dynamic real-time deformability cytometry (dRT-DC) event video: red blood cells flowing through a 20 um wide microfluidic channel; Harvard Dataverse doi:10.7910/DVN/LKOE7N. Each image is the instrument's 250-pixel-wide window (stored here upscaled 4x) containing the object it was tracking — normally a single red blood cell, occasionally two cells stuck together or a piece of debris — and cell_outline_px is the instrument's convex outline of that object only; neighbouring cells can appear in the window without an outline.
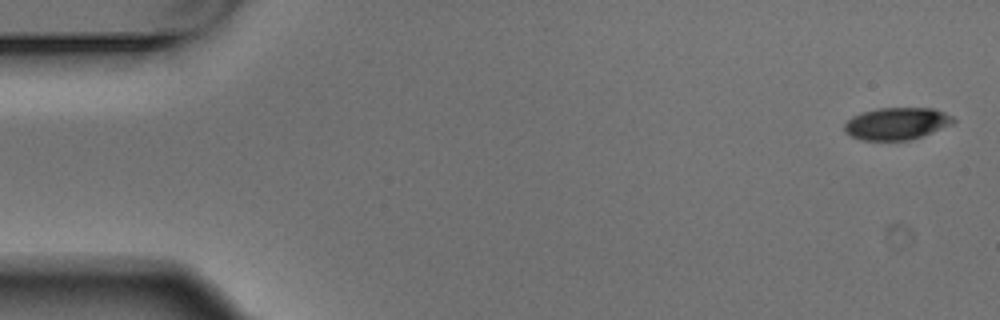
{"species": "Egyptian fruit bat (a non-hibernating species)", "species_latin": "Rousettus aegyptiacus", "temperature_condition": "warm", "stored_images_in_passage": 5, "camera_frame_rate_fps": 3000, "um_per_image_px": 0.085, "animal": {"sex": "male"}, "frame": {"image": 1, "passage_image": 1, "time_ms": 0.0, "image_size_px": [1000, 320], "cell_outline_px": [[956, 120], [952, 124], [932, 132], [908, 140], [860, 140], [844, 132], [844, 124], [852, 116], [860, 112], [876, 108], [932, 108], [944, 112], [952, 116]], "centroid_in_image_um": [76.18, 10.49], "position_along_channel_um": 8.8, "area_um2": 20.4}}
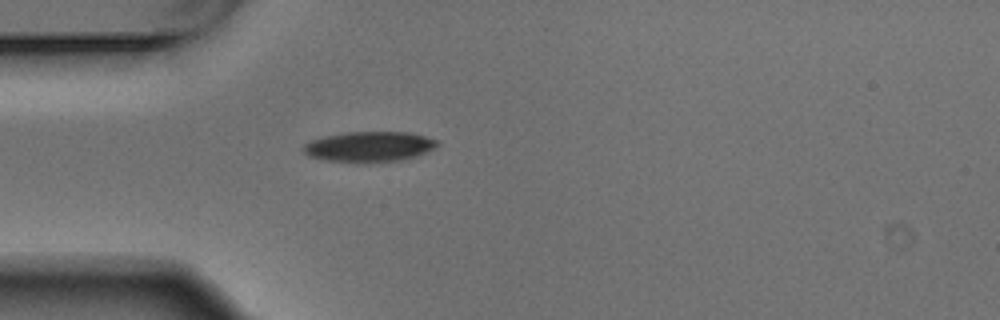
{"frame": {"image": 2, "passage_image": 5, "time_ms": 1.333, "image_size_px": [1000, 320], "cell_outline_px": [[436, 144], [432, 148], [416, 156], [400, 160], [324, 160], [308, 156], [300, 148], [304, 144], [312, 140], [328, 136], [348, 132], [408, 132], [424, 136], [436, 140]], "centroid_in_image_um": [31.33, 12.43], "position_along_channel_um": 53.7, "area_um2": 22.54}}